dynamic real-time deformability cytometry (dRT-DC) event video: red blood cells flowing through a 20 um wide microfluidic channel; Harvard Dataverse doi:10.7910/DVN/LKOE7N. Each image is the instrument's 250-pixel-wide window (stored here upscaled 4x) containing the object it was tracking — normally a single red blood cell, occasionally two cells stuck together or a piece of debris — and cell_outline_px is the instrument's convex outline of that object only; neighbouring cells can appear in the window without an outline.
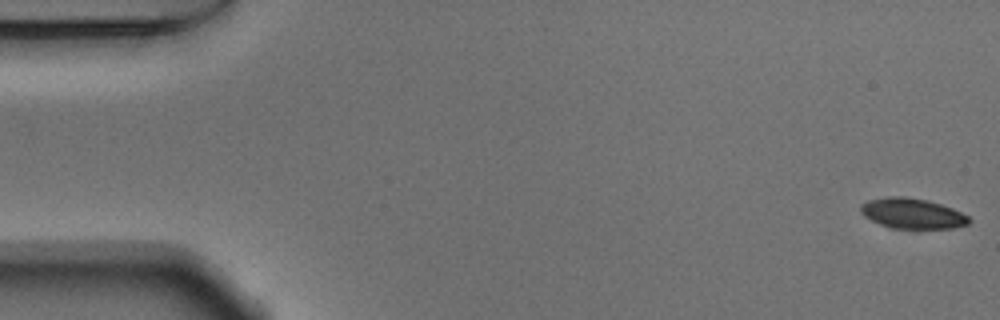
{"species": "Egyptian fruit bat (a non-hibernating species)", "species_latin": "Rousettus aegyptiacus", "temperature_condition": "warm", "stored_images_in_passage": 53, "camera_frame_rate_fps": 3000, "um_per_image_px": 0.085, "animal": {"sex": "male"}, "frame": {"image": 1, "passage_image": 1, "time_ms": 0.0, "image_size_px": [1000, 320], "cell_outline_px": [[972, 220], [968, 224], [952, 228], [892, 228], [880, 224], [864, 216], [860, 212], [860, 204], [868, 200], [884, 196], [904, 196], [928, 200], [952, 208], [968, 216]], "centroid_in_image_um": [77.52, 18.13], "position_along_channel_um": 7.5, "area_um2": 19.19}}
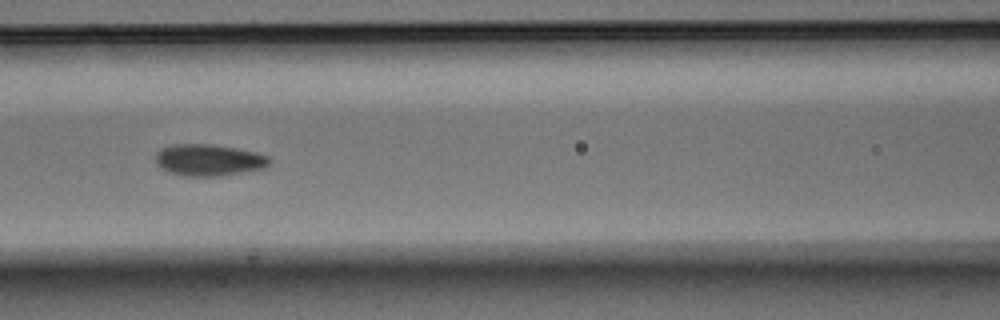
{"frame": {"image": 2, "passage_image": 23, "time_ms": 7.333, "image_size_px": [1000, 320], "cell_outline_px": [[272, 160], [264, 168], [220, 176], [184, 176], [168, 172], [160, 168], [156, 164], [156, 152], [160, 148], [172, 144], [212, 144], [236, 148], [256, 152], [268, 156]], "centroid_in_image_um": [17.71, 13.6], "position_along_channel_um": 148.9, "area_um2": 21.15}}
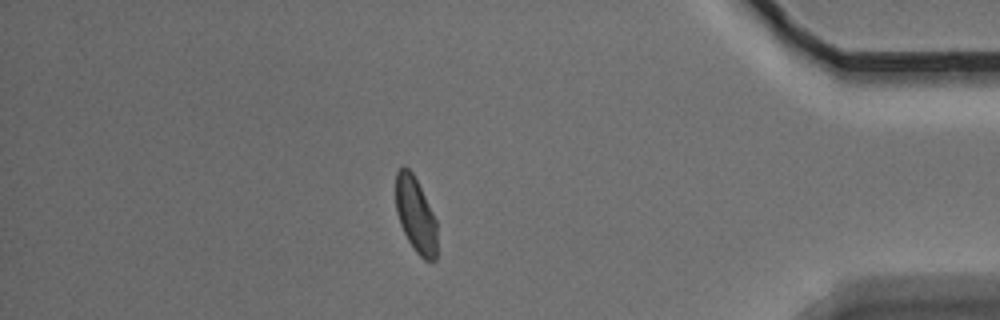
{"frame": {"image": 3, "passage_image": 46, "time_ms": 15.0, "image_size_px": [1000, 320], "cell_outline_px": [[436, 260], [424, 260], [416, 252], [408, 240], [400, 224], [396, 212], [396, 172], [404, 164], [412, 172], [436, 220]], "centroid_in_image_um": [35.31, 18.27], "position_along_channel_um": 399.9, "area_um2": 17.86}, "authors_computed_cell_mechanics": {"area_um2": 19.652, "velocity_mm_per_s": 3.7855, "shape_relaxation_time_tau1_ms": 4.726, "shape_relaxation_time_tau2_ms": 1.3602, "deformation_change_tau1": 0.1115, "deformation_change_tau2": 0.0437}}